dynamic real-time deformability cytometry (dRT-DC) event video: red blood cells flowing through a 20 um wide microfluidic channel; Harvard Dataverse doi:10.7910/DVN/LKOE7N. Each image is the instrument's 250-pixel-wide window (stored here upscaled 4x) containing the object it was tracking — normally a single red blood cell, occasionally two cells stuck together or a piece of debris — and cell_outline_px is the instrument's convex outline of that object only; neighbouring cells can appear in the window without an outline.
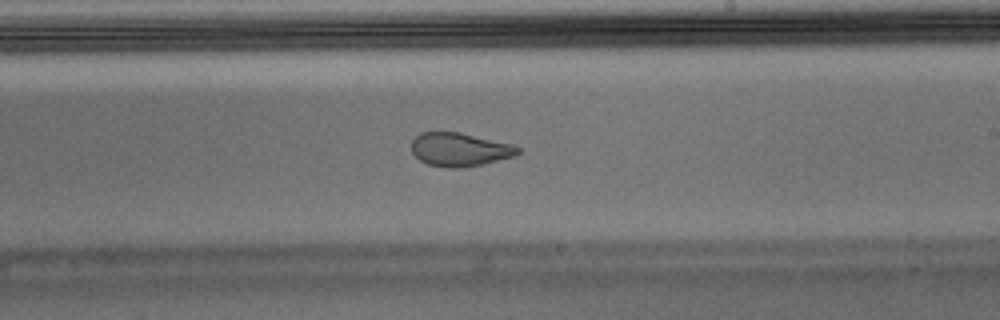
{"species": "Egyptian fruit bat (a non-hibernating species)", "species_latin": "Rousettus aegyptiacus", "temperature_condition": "warm", "stored_images_in_passage": 51, "segment_of_instrument_passage": [1, 2], "camera_frame_rate_fps": 3000, "um_per_image_px": 0.085, "animal": {"sex": "male"}, "frame": {"image": 1, "passage_image": 30, "time_ms": 9.667, "image_size_px": [1000, 320], "cell_outline_px": [[520, 152], [516, 156], [480, 164], [460, 168], [448, 168], [428, 164], [420, 160], [412, 152], [412, 140], [420, 132], [460, 132], [512, 144], [520, 148]], "centroid_in_image_um": [39.07, 12.7], "position_along_channel_um": 249.9, "area_um2": 20.69}}